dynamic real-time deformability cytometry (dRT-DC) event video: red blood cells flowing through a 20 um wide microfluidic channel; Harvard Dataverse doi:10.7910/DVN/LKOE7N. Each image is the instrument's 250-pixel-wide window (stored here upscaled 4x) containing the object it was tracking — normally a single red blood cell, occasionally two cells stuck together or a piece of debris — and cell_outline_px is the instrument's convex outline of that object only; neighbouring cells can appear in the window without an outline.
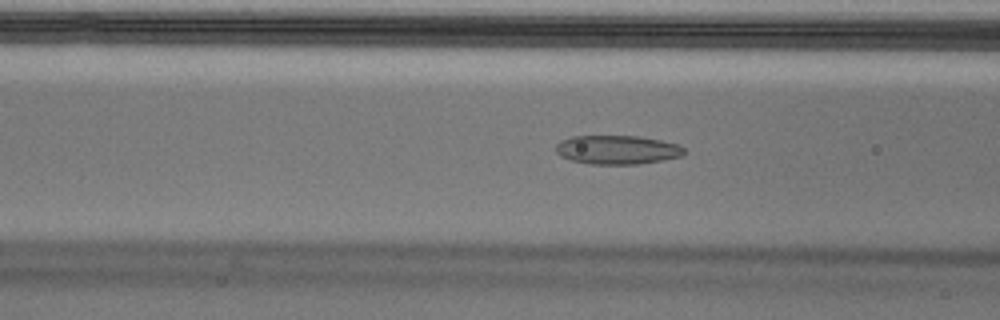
{"species": "Egyptian fruit bat (a non-hibernating species)", "species_latin": "Rousettus aegyptiacus", "temperature_condition": "cold", "stored_images_in_passage": 41, "camera_frame_rate_fps": 3000, "um_per_image_px": 0.085, "animal": {"sex": "male"}, "frame": {"image": 1, "passage_image": 8, "time_ms": 2.333, "image_size_px": [1000, 320], "cell_outline_px": [[684, 152], [680, 156], [660, 160], [636, 164], [588, 164], [572, 160], [560, 156], [556, 152], [556, 144], [560, 140], [572, 136], [636, 136], [660, 140], [680, 144], [684, 148]], "centroid_in_image_um": [52.42, 12.72], "position_along_channel_um": 114.2, "area_um2": 21.5}}
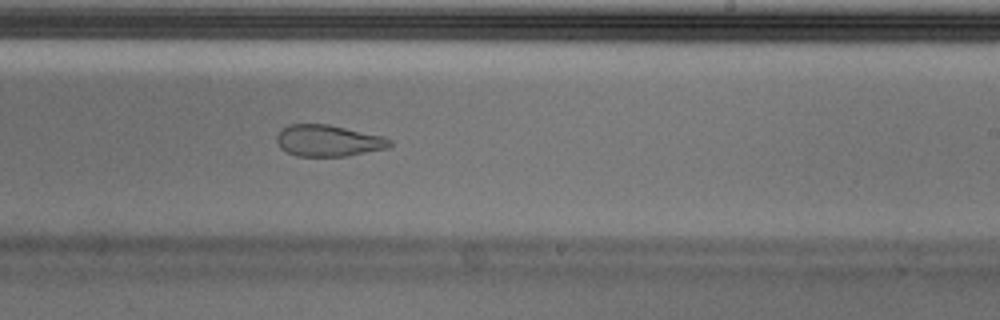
{"frame": {"image": 2, "passage_image": 20, "time_ms": 6.333, "image_size_px": [1000, 320], "cell_outline_px": [[392, 144], [388, 148], [348, 156], [296, 156], [280, 148], [276, 144], [276, 136], [288, 124], [328, 124], [384, 136], [392, 140]], "centroid_in_image_um": [27.92, 11.96], "position_along_channel_um": 261.1, "area_um2": 20.87}}
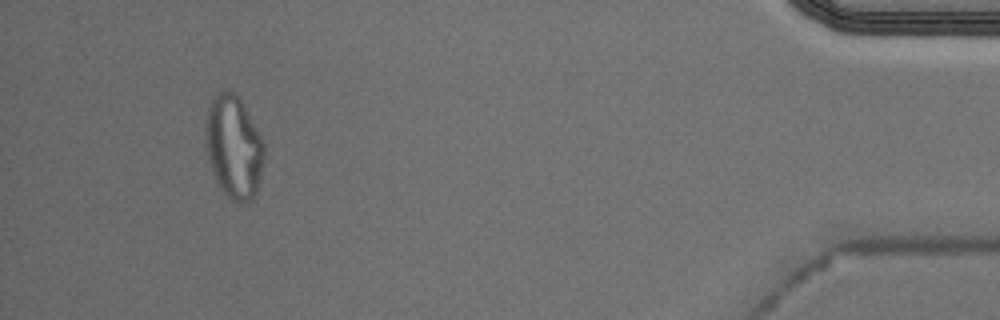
{"frame": {"image": 3, "passage_image": 38, "time_ms": 12.333, "image_size_px": [1000, 320], "cell_outline_px": [[264, 160], [256, 196], [252, 200], [240, 204], [232, 200], [224, 192], [216, 180], [212, 172], [204, 148], [204, 128], [208, 108], [212, 100], [220, 92], [232, 92], [240, 100], [264, 140]], "centroid_in_image_um": [19.86, 12.55], "position_along_channel_um": 415.3, "area_um2": 35.32}, "authors_computed_cell_mechanics": {"area_um2": 22.9466, "velocity_mm_per_s": 3.6752, "shape_relaxation_time_tau1_ms": null, "shape_relaxation_time_tau2_ms": 2.0221, "deformation_change_tau1": null, "deformation_change_tau2": 0.0819}}